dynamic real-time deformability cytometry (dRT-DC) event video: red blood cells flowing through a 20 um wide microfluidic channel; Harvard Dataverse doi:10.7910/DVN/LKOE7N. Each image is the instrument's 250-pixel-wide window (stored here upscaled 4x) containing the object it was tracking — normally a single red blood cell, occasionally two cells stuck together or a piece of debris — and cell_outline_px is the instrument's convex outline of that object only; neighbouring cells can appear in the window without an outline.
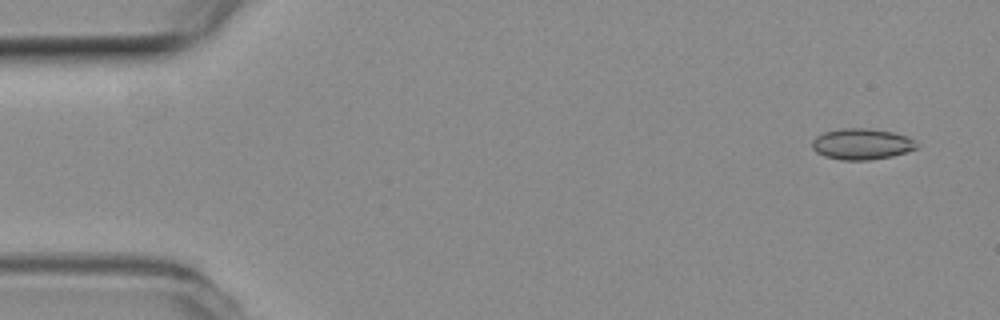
{"species": "common noctule bat (a hibernating species)", "species_latin": "Nyctalus noctula", "temperature_condition": "room temperature", "stored_images_in_passage": 5, "camera_frame_rate_fps": 3000, "um_per_image_px": 0.085, "animal": {"sex": "female", "body_mass_g": 19.3, "forearm_length_mm": 54.1}, "frame": {"image": 1, "passage_image": 1, "time_ms": 0.0, "image_size_px": [1000, 320], "cell_outline_px": [[920, 144], [916, 148], [908, 152], [892, 156], [868, 160], [840, 160], [824, 156], [816, 152], [812, 148], [812, 140], [816, 136], [824, 132], [840, 128], [868, 128], [892, 132], [908, 136]], "centroid_in_image_um": [73.25, 12.24], "position_along_channel_um": 11.7, "area_um2": 19.13}}
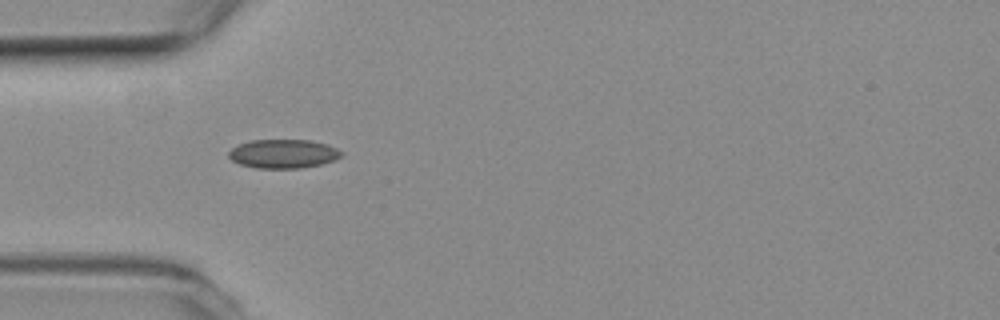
{"frame": {"image": 2, "passage_image": 4, "time_ms": 1.0, "image_size_px": [1000, 320], "cell_outline_px": [[344, 152], [336, 160], [320, 164], [300, 168], [256, 168], [240, 164], [232, 160], [228, 156], [228, 152], [232, 148], [240, 144], [252, 140], [312, 140], [328, 144]], "centroid_in_image_um": [24.1, 13.07], "position_along_channel_um": 60.9, "area_um2": 18.96}}
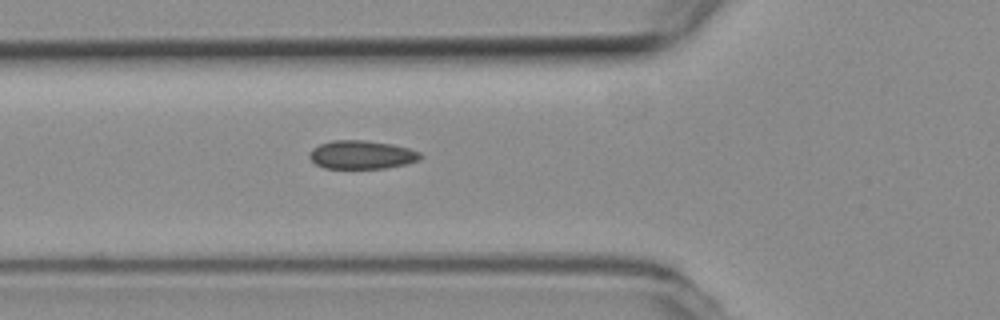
{"frame": {"image": 3, "passage_image": 5, "time_ms": 1.333, "image_size_px": [1000, 320], "cell_outline_px": [[424, 156], [420, 160], [408, 164], [384, 168], [324, 168], [316, 164], [308, 156], [308, 152], [312, 148], [320, 144], [332, 140], [364, 140], [392, 144], [408, 148], [420, 152]], "centroid_in_image_um": [30.76, 13.15], "position_along_channel_um": 95.0, "area_um2": 18.55}}